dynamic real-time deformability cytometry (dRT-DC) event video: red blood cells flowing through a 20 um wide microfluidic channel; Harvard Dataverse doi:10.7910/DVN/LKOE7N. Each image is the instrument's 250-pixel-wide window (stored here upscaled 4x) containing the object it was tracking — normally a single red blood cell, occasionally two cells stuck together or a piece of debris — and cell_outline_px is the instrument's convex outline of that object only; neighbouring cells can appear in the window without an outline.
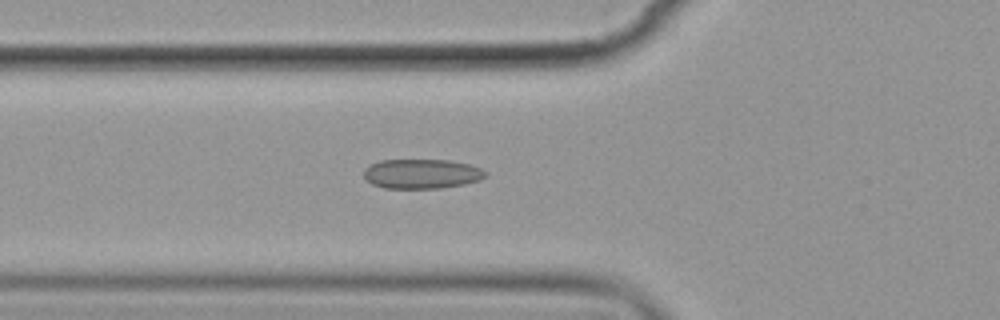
{"species": "common noctule bat (a hibernating species)", "species_latin": "Nyctalus noctula", "temperature_condition": "cold", "stored_images_in_passage": 6, "camera_frame_rate_fps": 3000, "um_per_image_px": 0.085, "animal": {"sex": "female", "body_mass_g": 19.9}, "frame": {"image": 1, "passage_image": 6, "time_ms": 6.0, "image_size_px": [1000, 320], "cell_outline_px": [[488, 176], [480, 180], [464, 184], [440, 188], [384, 188], [372, 184], [364, 176], [364, 168], [368, 164], [380, 160], [448, 160], [468, 164], [480, 168], [488, 172]], "centroid_in_image_um": [35.85, 14.77], "position_along_channel_um": 90.0, "area_um2": 21.1}}